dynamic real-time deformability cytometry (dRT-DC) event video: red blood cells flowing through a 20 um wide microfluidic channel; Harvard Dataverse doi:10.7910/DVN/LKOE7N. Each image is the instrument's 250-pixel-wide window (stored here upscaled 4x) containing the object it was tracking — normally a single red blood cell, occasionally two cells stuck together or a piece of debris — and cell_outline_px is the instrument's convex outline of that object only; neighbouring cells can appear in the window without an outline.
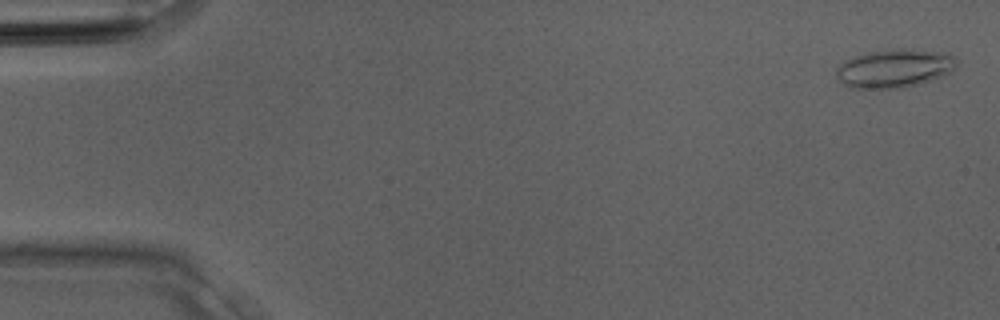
{"species": "Egyptian fruit bat (a non-hibernating species)", "species_latin": "Rousettus aegyptiacus", "temperature_condition": "room temperature", "stored_images_in_passage": 32, "camera_frame_rate_fps": 3000, "um_per_image_px": 0.085, "animal": {"sex": "male"}, "frame": {"image": 1, "passage_image": 1, "time_ms": 0.0, "image_size_px": [1000, 320], "cell_outline_px": [[956, 68], [940, 76], [904, 88], [852, 88], [844, 84], [836, 76], [836, 68], [844, 60], [868, 52], [900, 48], [912, 48], [948, 52], [956, 60]], "centroid_in_image_um": [76.02, 5.79], "position_along_channel_um": 9.0, "area_um2": 26.93}}
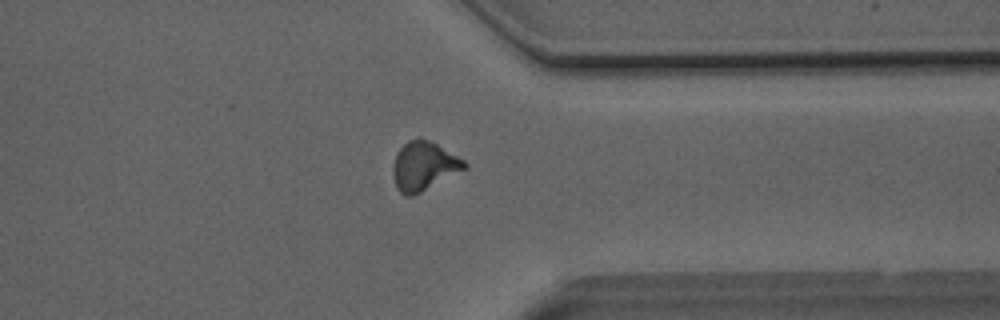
{"frame": {"image": 2, "passage_image": 25, "time_ms": 8.0, "image_size_px": [1000, 320], "cell_outline_px": [[468, 168], [412, 196], [404, 196], [396, 188], [392, 176], [392, 164], [396, 152], [408, 140], [416, 136], [428, 140], [436, 144], [464, 160], [468, 164]], "centroid_in_image_um": [35.99, 14.11], "position_along_channel_um": 375.4, "area_um2": 20.52}}
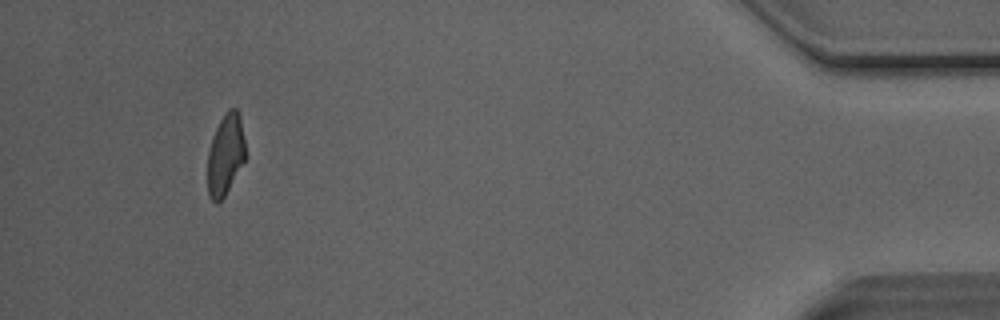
{"frame": {"image": 3, "passage_image": 30, "time_ms": 9.667, "image_size_px": [1000, 320], "cell_outline_px": [[248, 156], [224, 196], [216, 204], [208, 196], [208, 152], [212, 136], [220, 120], [228, 108], [236, 108], [240, 116]], "centroid_in_image_um": [19.19, 13.13], "position_along_channel_um": 416.0, "area_um2": 18.15}}